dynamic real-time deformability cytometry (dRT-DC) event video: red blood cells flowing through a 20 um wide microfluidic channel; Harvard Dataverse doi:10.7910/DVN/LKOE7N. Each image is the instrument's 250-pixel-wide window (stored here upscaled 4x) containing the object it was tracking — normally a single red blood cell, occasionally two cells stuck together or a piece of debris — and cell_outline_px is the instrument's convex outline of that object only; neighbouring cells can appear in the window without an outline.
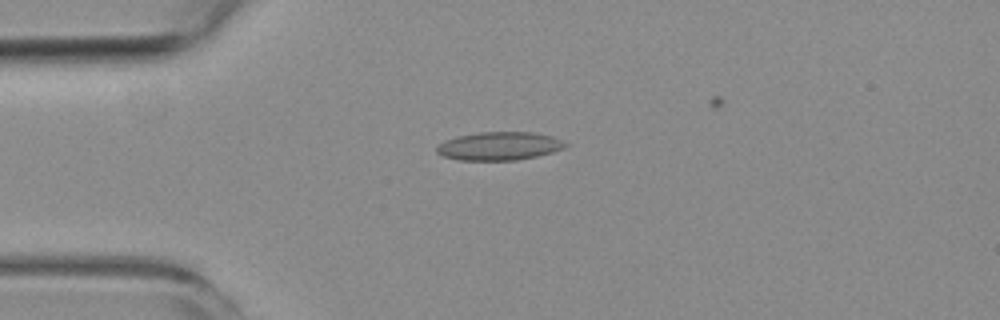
{"species": "common noctule bat (a hibernating species)", "species_latin": "Nyctalus noctula", "temperature_condition": "room temperature", "stored_images_in_passage": 9, "camera_frame_rate_fps": 3000, "um_per_image_px": 0.085, "animal": {"sex": "female", "body_mass_g": 19.3, "forearm_length_mm": 54.1}, "frame": {"image": 1, "passage_image": 4, "time_ms": 3.333, "image_size_px": [1000, 320], "cell_outline_px": [[572, 144], [564, 148], [552, 152], [536, 156], [516, 160], [460, 160], [444, 156], [436, 152], [436, 144], [444, 140], [460, 136], [480, 132], [532, 132], [552, 136]], "centroid_in_image_um": [42.46, 12.41], "position_along_channel_um": 42.5, "area_um2": 21.27}}
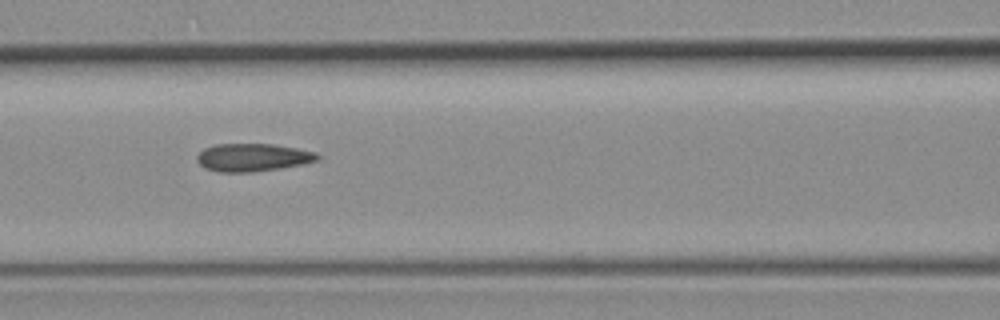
{"frame": {"image": 2, "passage_image": 7, "time_ms": 6.667, "image_size_px": [1000, 320], "cell_outline_px": [[320, 160], [304, 164], [280, 168], [252, 172], [220, 172], [204, 168], [196, 160], [196, 156], [204, 148], [216, 144], [272, 144], [296, 148], [316, 152], [320, 156]], "centroid_in_image_um": [21.49, 13.38], "position_along_channel_um": 145.1, "area_um2": 19.65}}
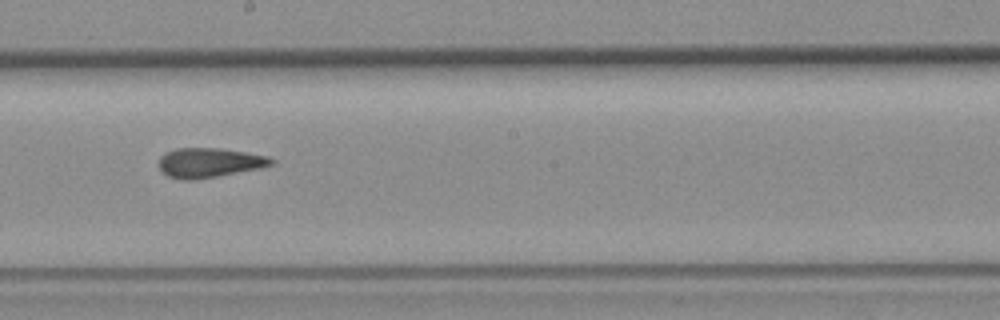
{"frame": {"image": 3, "passage_image": 9, "time_ms": 9.0, "image_size_px": [1000, 320], "cell_outline_px": [[276, 164], [260, 168], [216, 176], [192, 180], [184, 180], [168, 176], [160, 168], [160, 156], [176, 148], [220, 148], [268, 156], [276, 160]], "centroid_in_image_um": [17.84, 13.82], "position_along_channel_um": 230.4, "area_um2": 19.19}}